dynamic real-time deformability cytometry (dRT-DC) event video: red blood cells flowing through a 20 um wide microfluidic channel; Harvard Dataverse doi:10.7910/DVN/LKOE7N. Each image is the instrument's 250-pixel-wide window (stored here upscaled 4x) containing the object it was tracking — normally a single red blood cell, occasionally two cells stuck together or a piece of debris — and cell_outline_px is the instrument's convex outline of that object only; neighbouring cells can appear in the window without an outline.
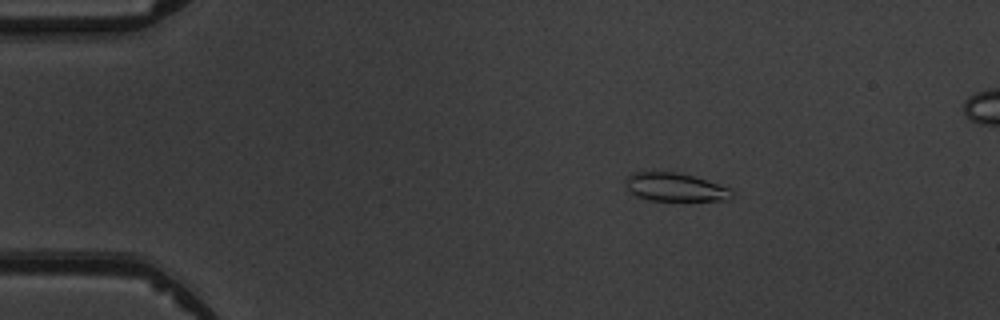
{"species": "common noctule bat (a hibernating species)", "species_latin": "Nyctalus noctula", "temperature_condition": "warm", "stored_images_in_passage": 6, "camera_frame_rate_fps": 3000, "um_per_image_px": 0.085, "animal": {"sex": "male", "body_mass_g": 19.5, "forearm_length_mm": 54.6}, "frame": {"image": 1, "passage_image": 3, "time_ms": 2.333, "image_size_px": [1000, 320], "cell_outline_px": [[732, 196], [728, 200], [648, 200], [636, 196], [628, 188], [624, 180], [632, 172], [676, 172], [692, 176], [732, 188]], "centroid_in_image_um": [57.38, 15.91], "position_along_channel_um": 27.6, "area_um2": 17.34}}